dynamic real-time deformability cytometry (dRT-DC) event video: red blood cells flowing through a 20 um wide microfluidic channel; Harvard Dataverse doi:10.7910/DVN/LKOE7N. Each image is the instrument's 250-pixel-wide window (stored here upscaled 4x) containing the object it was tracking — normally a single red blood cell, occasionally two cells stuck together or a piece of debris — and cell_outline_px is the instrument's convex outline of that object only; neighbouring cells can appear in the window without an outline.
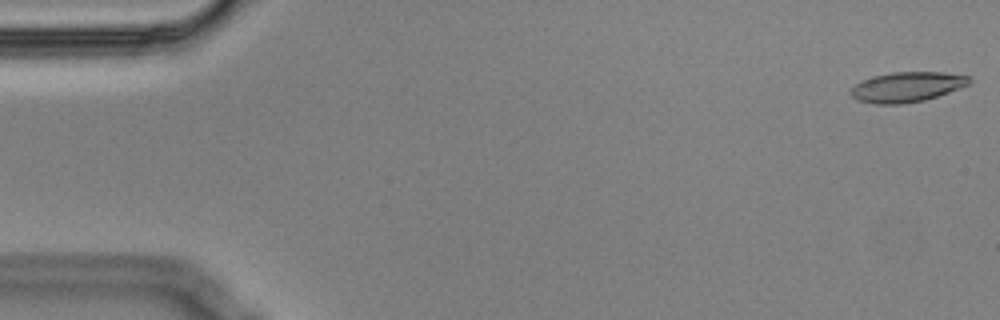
{"species": "Egyptian fruit bat (a non-hibernating species)", "species_latin": "Rousettus aegyptiacus", "temperature_condition": "cold", "stored_images_in_passage": 5, "camera_frame_rate_fps": 3000, "um_per_image_px": 0.085, "animal": {"sex": "male"}, "frame": {"image": 1, "passage_image": 1, "time_ms": 0.0, "image_size_px": [1000, 320], "cell_outline_px": [[972, 80], [968, 84], [948, 92], [924, 100], [900, 104], [876, 104], [856, 100], [848, 92], [856, 84], [872, 76], [892, 72], [944, 72], [968, 76]], "centroid_in_image_um": [77.05, 7.39], "position_along_channel_um": 7.9, "area_um2": 20.58}}
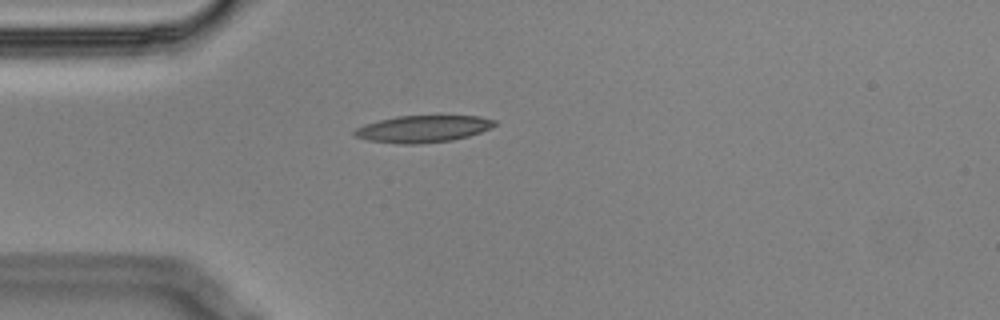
{"frame": {"image": 2, "passage_image": 4, "time_ms": 1.0, "image_size_px": [1000, 320], "cell_outline_px": [[496, 124], [492, 128], [468, 136], [452, 140], [416, 144], [400, 144], [368, 140], [356, 136], [352, 132], [356, 128], [364, 124], [396, 116], [480, 116], [496, 120]], "centroid_in_image_um": [35.96, 10.95], "position_along_channel_um": 49.0, "area_um2": 21.91}}